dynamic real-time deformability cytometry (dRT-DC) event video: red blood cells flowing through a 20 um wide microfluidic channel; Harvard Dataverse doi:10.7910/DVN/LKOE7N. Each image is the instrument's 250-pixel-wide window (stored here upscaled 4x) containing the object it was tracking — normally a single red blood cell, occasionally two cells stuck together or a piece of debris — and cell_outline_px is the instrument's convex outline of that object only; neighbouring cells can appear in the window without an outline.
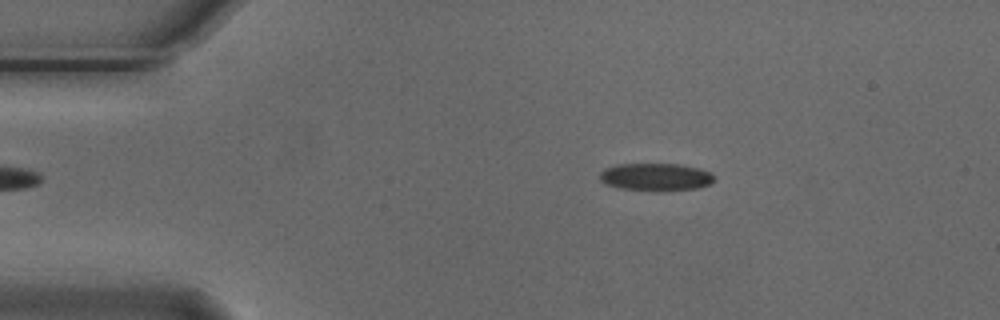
{"species": "Egyptian fruit bat (a non-hibernating species)", "species_latin": "Rousettus aegyptiacus", "temperature_condition": "cold", "stored_images_in_passage": 3, "camera_frame_rate_fps": 3000, "um_per_image_px": 0.085, "animal": {"sex": "male"}, "frame": {"image": 1, "passage_image": 2, "time_ms": 0.333, "image_size_px": [1000, 320], "cell_outline_px": [[716, 180], [712, 184], [696, 188], [656, 192], [652, 192], [620, 188], [604, 184], [600, 180], [600, 172], [604, 168], [616, 164], [680, 164], [700, 168], [712, 172], [716, 176]], "centroid_in_image_um": [55.77, 15.05], "position_along_channel_um": 29.2, "area_um2": 19.02}}